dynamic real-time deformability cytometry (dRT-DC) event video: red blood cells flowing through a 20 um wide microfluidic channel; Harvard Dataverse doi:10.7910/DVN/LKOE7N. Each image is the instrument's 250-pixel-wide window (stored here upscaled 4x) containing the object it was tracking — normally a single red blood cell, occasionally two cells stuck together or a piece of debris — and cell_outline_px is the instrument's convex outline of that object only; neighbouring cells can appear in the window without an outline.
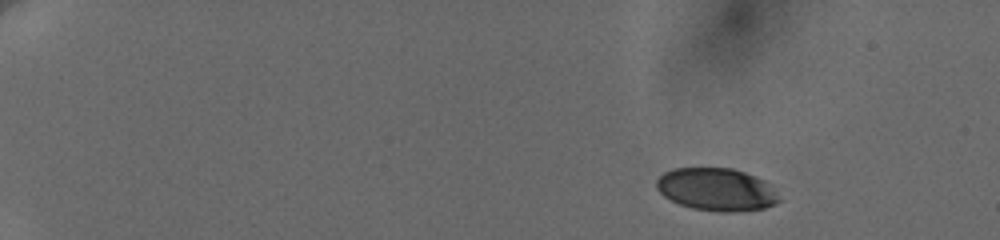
{"species": "human", "species_latin": "Homo sapiens", "temperature_condition": "cold", "stored_images_in_passage": 20, "camera_frame_rate_fps": 3000, "um_per_image_px": 0.085, "donor": {"sex": "female"}, "frame": {"image": 1, "passage_image": 1, "time_ms": 0.0, "image_size_px": [1000, 240], "cell_outline_px": [[780, 200], [776, 204], [764, 208], [732, 212], [720, 212], [692, 208], [680, 204], [664, 196], [656, 188], [656, 180], [664, 172], [672, 168], [732, 168], [756, 176], [764, 180]], "centroid_in_image_um": [60.87, 16.1], "position_along_channel_um": 24.1, "area_um2": 30.29}}
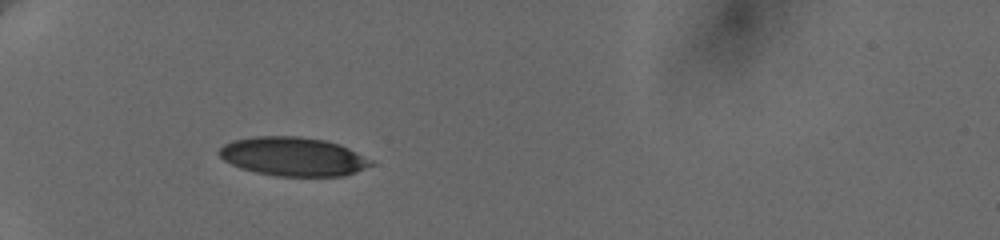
{"frame": {"image": 2, "passage_image": 19, "time_ms": 4.333, "image_size_px": [1000, 240], "cell_outline_px": [[376, 164], [356, 172], [344, 176], [276, 176], [256, 172], [240, 168], [224, 160], [216, 152], [224, 144], [232, 140], [252, 136], [300, 136], [324, 140], [340, 144], [372, 160]], "centroid_in_image_um": [24.91, 13.3], "position_along_channel_um": 60.1, "area_um2": 34.56}}